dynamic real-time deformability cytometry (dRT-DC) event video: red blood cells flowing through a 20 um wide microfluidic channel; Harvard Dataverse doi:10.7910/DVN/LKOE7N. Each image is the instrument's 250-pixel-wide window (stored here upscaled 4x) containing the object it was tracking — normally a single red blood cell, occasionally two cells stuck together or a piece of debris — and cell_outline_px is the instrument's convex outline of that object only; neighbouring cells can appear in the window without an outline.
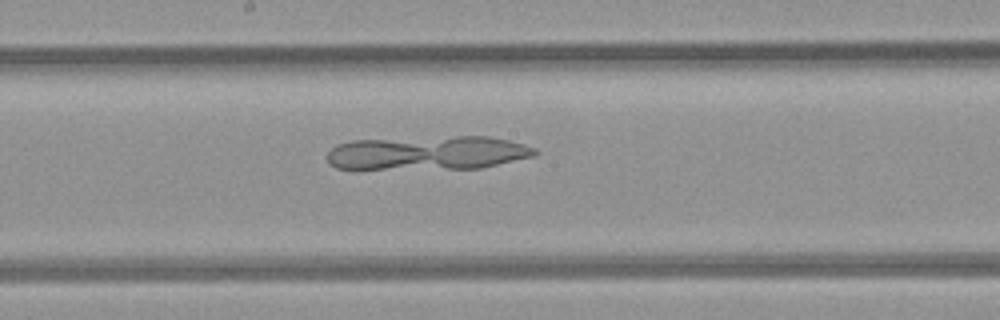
{"species": "common noctule bat (a hibernating species)", "species_latin": "Nyctalus noctula", "temperature_condition": "room temperature", "stored_images_in_passage": 41, "camera_frame_rate_fps": 3000, "um_per_image_px": 0.085, "animal": {"sex": "female", "body_mass_g": 21.9}, "frame": {"image": 1, "passage_image": 18, "time_ms": 5.667, "image_size_px": [1000, 320], "cell_outline_px": [[540, 152], [536, 156], [480, 168], [360, 172], [336, 168], [328, 164], [324, 156], [336, 144], [352, 140], [456, 136], [488, 136], [508, 140], [524, 144], [536, 148]], "centroid_in_image_um": [36.23, 13.05], "position_along_channel_um": 212.0, "area_um2": 43.18}}
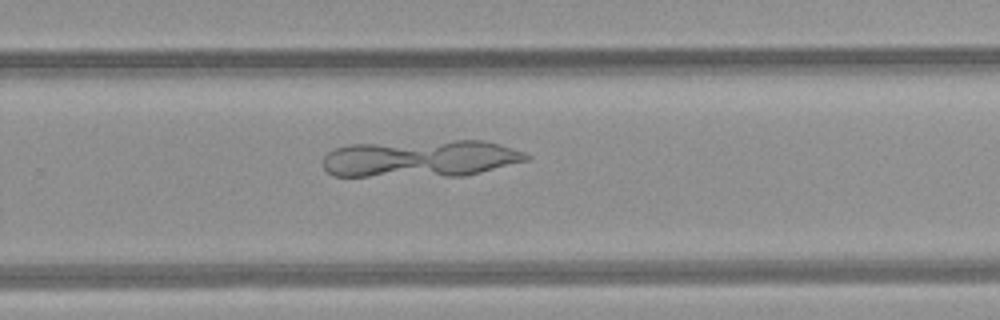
{"frame": {"image": 2, "passage_image": 24, "time_ms": 7.667, "image_size_px": [1000, 320], "cell_outline_px": [[532, 156], [528, 160], [464, 176], [332, 176], [324, 168], [324, 156], [328, 152], [336, 148], [348, 144], [456, 140], [484, 140], [500, 144], [524, 152]], "centroid_in_image_um": [35.75, 13.47], "position_along_channel_um": 294.0, "area_um2": 44.16}}